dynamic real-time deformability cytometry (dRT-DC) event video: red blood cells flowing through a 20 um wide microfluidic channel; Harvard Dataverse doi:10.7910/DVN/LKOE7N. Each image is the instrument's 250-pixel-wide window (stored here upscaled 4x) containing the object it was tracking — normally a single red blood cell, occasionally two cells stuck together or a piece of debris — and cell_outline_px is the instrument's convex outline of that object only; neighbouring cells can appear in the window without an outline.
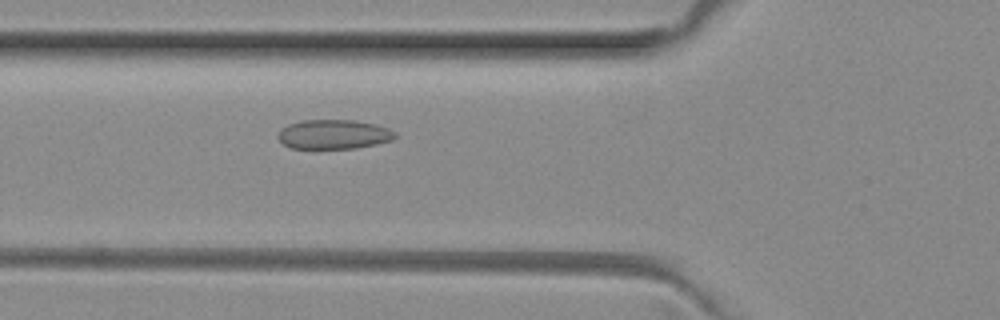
{"species": "common noctule bat (a hibernating species)", "species_latin": "Nyctalus noctula", "temperature_condition": "room temperature", "stored_images_in_passage": 5, "camera_frame_rate_fps": 3000, "um_per_image_px": 0.085, "animal": {"sex": "female", "body_mass_g": 29.2, "forearm_length_mm": 56.3}, "frame": {"image": 1, "passage_image": 5, "time_ms": 1.333, "image_size_px": [1000, 320], "cell_outline_px": [[396, 136], [392, 140], [376, 144], [356, 148], [292, 148], [284, 144], [276, 136], [288, 124], [304, 120], [356, 120], [376, 124], [388, 128], [396, 132]], "centroid_in_image_um": [28.4, 11.41], "position_along_channel_um": 97.4, "area_um2": 19.94}}